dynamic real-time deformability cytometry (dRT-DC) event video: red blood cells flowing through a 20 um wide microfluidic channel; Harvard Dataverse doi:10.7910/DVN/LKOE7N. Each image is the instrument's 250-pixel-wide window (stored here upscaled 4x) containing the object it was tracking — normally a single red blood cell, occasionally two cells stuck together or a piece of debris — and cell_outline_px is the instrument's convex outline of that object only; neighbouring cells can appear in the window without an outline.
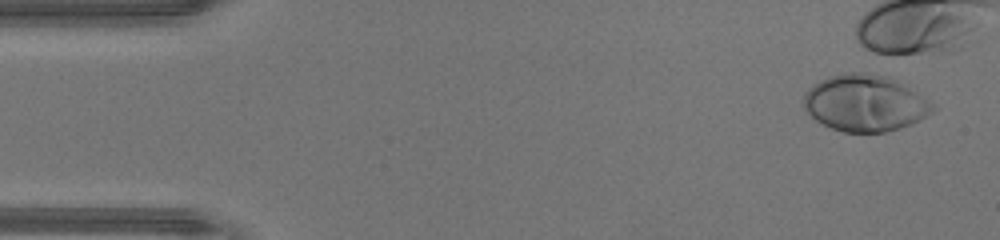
{"species": "human", "species_latin": "Homo sapiens", "temperature_condition": "warm", "stored_images_in_passage": 10, "camera_frame_rate_fps": 3000, "um_per_image_px": 0.085, "donor": {"sex": "male"}, "frame": {"image": 1, "passage_image": 2, "time_ms": 0.333, "image_size_px": [1000, 240], "cell_outline_px": [[936, 108], [932, 112], [900, 128], [884, 132], [844, 132], [832, 128], [816, 120], [804, 108], [804, 96], [808, 88], [820, 80], [832, 76], [848, 72], [860, 72], [888, 76], [896, 80], [936, 104]], "centroid_in_image_um": [73.52, 8.76], "position_along_channel_um": 11.5, "area_um2": 42.02}}